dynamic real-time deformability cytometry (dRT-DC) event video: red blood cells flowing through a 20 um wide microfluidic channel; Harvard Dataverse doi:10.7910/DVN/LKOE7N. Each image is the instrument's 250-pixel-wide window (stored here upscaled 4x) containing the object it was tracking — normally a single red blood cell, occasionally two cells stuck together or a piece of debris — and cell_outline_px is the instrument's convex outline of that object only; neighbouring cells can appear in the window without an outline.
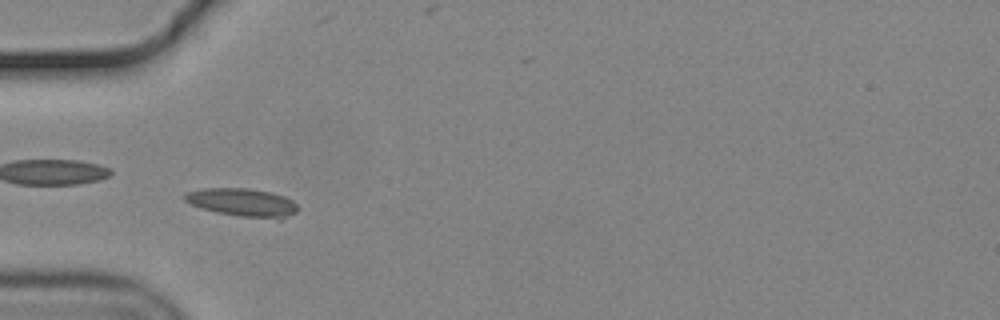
{"species": "common noctule bat (a hibernating species)", "species_latin": "Nyctalus noctula", "temperature_condition": "cold", "stored_images_in_passage": 54, "camera_frame_rate_fps": 3000, "um_per_image_px": 0.085, "animal": {"sex": "male", "body_mass_g": 19.2, "forearm_length_mm": 51.8}, "frame": {"image": 1, "passage_image": 16, "time_ms": 5.0, "image_size_px": [1000, 320], "cell_outline_px": [[300, 208], [296, 212], [284, 220], [280, 220], [240, 216], [216, 212], [200, 208], [184, 200], [184, 196], [188, 192], [204, 188], [248, 188], [272, 192], [284, 196], [292, 200]], "centroid_in_image_um": [20.69, 17.22], "position_along_channel_um": 64.3, "area_um2": 18.79}}
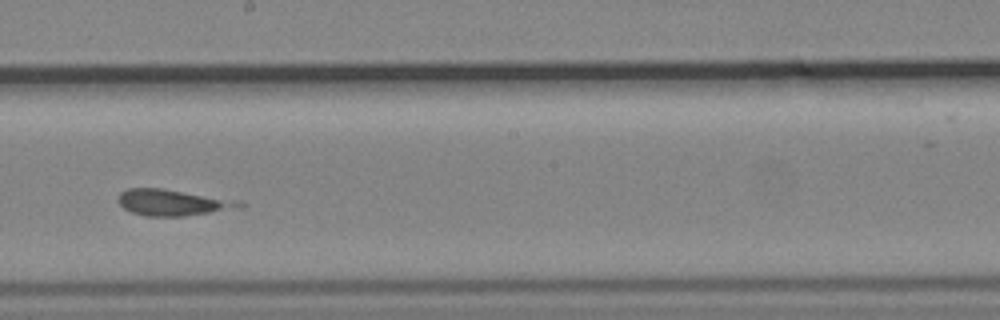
{"frame": {"image": 2, "passage_image": 30, "time_ms": 9.667, "image_size_px": [1000, 320], "cell_outline_px": [[244, 208], [184, 216], [144, 216], [132, 212], [124, 208], [116, 200], [116, 196], [120, 192], [128, 188], [160, 188], [240, 200], [244, 204]], "centroid_in_image_um": [14.7, 17.21], "position_along_channel_um": 233.5, "area_um2": 18.79}}
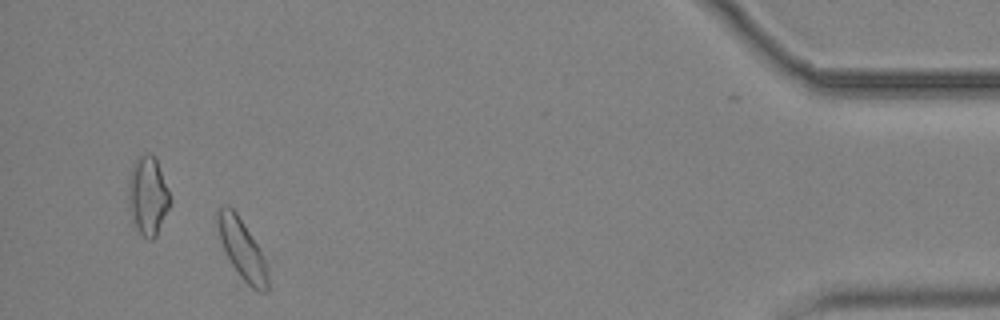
{"frame": {"image": 3, "passage_image": 50, "time_ms": 16.333, "image_size_px": [1000, 320], "cell_outline_px": [[268, 288], [264, 292], [260, 292], [252, 288], [240, 276], [232, 264], [220, 240], [216, 216], [216, 208], [228, 204], [236, 212], [256, 244], [268, 264]], "centroid_in_image_um": [20.57, 21.17], "position_along_channel_um": 414.6, "area_um2": 17.22}}